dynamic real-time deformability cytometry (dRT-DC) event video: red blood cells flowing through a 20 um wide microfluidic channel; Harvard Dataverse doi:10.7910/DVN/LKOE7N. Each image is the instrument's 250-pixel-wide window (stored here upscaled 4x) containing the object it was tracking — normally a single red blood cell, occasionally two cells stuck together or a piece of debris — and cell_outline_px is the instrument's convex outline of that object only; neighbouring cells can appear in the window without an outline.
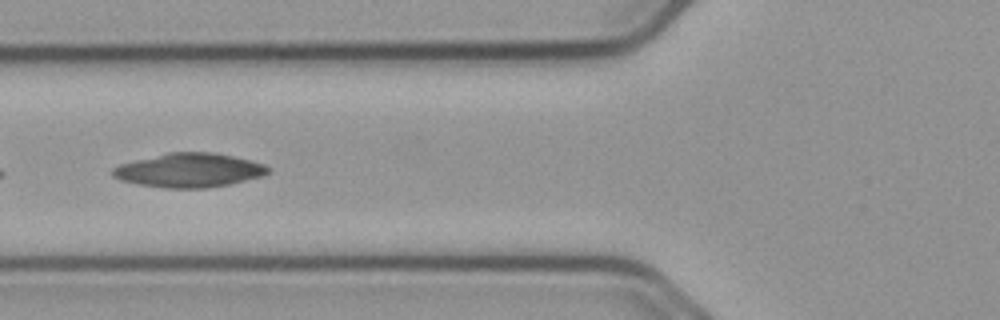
{"species": "common noctule bat (a hibernating species)", "species_latin": "Nyctalus noctula", "temperature_condition": "cold", "stored_images_in_passage": 31, "camera_frame_rate_fps": 3000, "um_per_image_px": 0.085, "animal": {"sex": "male", "body_mass_g": 23.1, "forearm_length_mm": 52.7}, "frame": {"image": 1, "passage_image": 5, "time_ms": 1.333, "image_size_px": [1000, 320], "cell_outline_px": [[272, 168], [268, 172], [260, 176], [228, 184], [208, 188], [164, 188], [140, 184], [120, 180], [112, 176], [112, 168], [120, 164], [168, 152], [212, 152], [252, 160], [264, 164]], "centroid_in_image_um": [16.07, 14.47], "position_along_channel_um": 109.7, "area_um2": 30.63}}
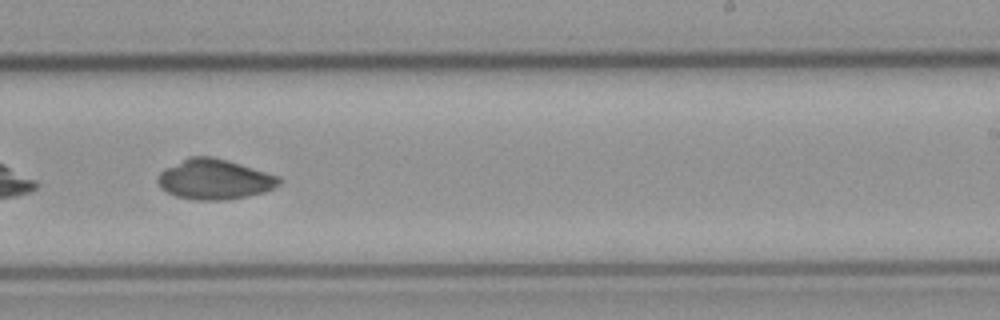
{"frame": {"image": 2, "passage_image": 18, "time_ms": 5.667, "image_size_px": [1000, 320], "cell_outline_px": [[284, 180], [280, 184], [264, 192], [248, 196], [228, 200], [200, 200], [176, 196], [160, 188], [156, 180], [156, 176], [164, 168], [188, 156], [212, 156], [228, 160], [280, 176]], "centroid_in_image_um": [18.23, 15.23], "position_along_channel_um": 270.8, "area_um2": 28.73}}